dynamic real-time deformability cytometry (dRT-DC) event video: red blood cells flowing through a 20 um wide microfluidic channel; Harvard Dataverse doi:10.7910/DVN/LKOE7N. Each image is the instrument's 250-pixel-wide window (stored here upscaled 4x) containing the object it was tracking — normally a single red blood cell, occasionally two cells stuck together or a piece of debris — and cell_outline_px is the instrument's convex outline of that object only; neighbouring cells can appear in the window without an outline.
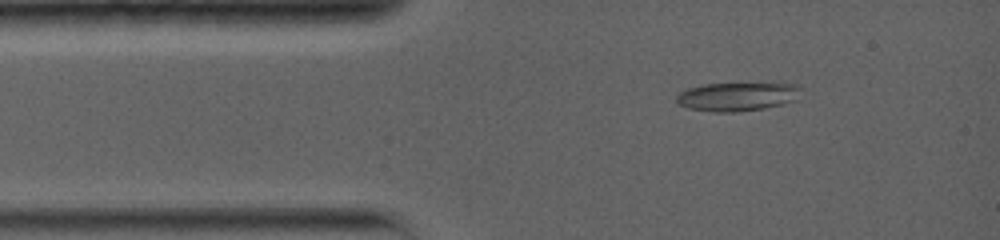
{"species": "common noctule bat (a hibernating species)", "species_latin": "Nyctalus noctula", "temperature_condition": "warm", "stored_images_in_passage": 30, "camera_frame_rate_fps": 5000, "um_per_image_px": 0.085, "animal": {"sex": "female", "body_mass_g": 19.0, "forearm_length_mm": 56.7}, "frame": {"image": 1, "passage_image": 4, "time_ms": 1.4, "image_size_px": [1000, 240], "cell_outline_px": [[800, 88], [796, 100], [784, 104], [764, 108], [736, 112], [712, 112], [688, 108], [680, 104], [676, 100], [676, 96], [680, 92], [688, 88], [704, 84], [780, 80], [800, 84]], "centroid_in_image_um": [62.78, 8.15], "position_along_channel_um": 22.2, "area_um2": 21.96}}
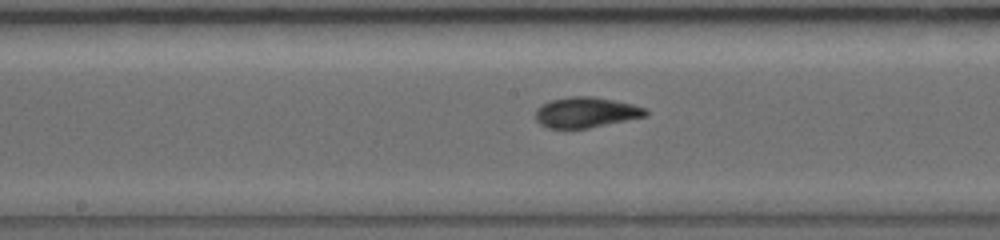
{"frame": {"image": 2, "passage_image": 15, "time_ms": 6.8, "image_size_px": [1000, 240], "cell_outline_px": [[648, 116], [588, 128], [548, 128], [540, 124], [536, 120], [536, 108], [552, 100], [572, 96], [592, 96], [632, 104], [648, 108]], "centroid_in_image_um": [49.84, 9.55], "position_along_channel_um": 198.4, "area_um2": 19.48}}
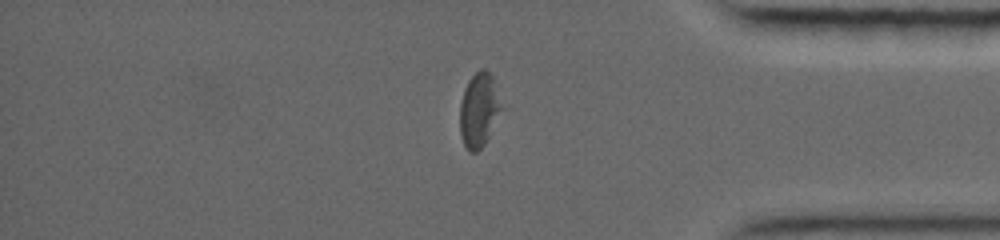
{"frame": {"image": 3, "passage_image": 25, "time_ms": 12.4, "image_size_px": [1000, 240], "cell_outline_px": [[504, 108], [484, 144], [476, 152], [468, 152], [460, 136], [460, 104], [464, 88], [468, 80], [480, 68], [484, 68], [492, 72]], "centroid_in_image_um": [40.74, 9.3], "position_along_channel_um": 394.5, "area_um2": 18.44}, "authors_computed_cell_mechanics": {"area_um2": 19.4786, "velocity_mm_per_s": 3.7891, "shape_relaxation_time_tau1_ms": 4.266, "shape_relaxation_time_tau2_ms": 3.9838, "deformation_change_tau1": 0.1716, "deformation_change_tau2": 0.1191}}